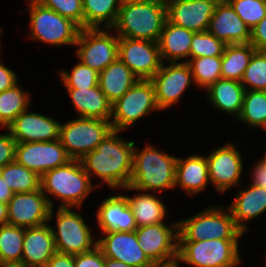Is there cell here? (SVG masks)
I'll return each mask as SVG.
<instances>
[{
    "instance_id": "11a10c76",
    "label": "cell",
    "mask_w": 266,
    "mask_h": 267,
    "mask_svg": "<svg viewBox=\"0 0 266 267\" xmlns=\"http://www.w3.org/2000/svg\"><path fill=\"white\" fill-rule=\"evenodd\" d=\"M135 1H142V0H120L121 3L135 2Z\"/></svg>"
},
{
    "instance_id": "9a60e30c",
    "label": "cell",
    "mask_w": 266,
    "mask_h": 267,
    "mask_svg": "<svg viewBox=\"0 0 266 267\" xmlns=\"http://www.w3.org/2000/svg\"><path fill=\"white\" fill-rule=\"evenodd\" d=\"M118 58L139 78L150 80L162 65L158 42L119 37Z\"/></svg>"
},
{
    "instance_id": "44dd1931",
    "label": "cell",
    "mask_w": 266,
    "mask_h": 267,
    "mask_svg": "<svg viewBox=\"0 0 266 267\" xmlns=\"http://www.w3.org/2000/svg\"><path fill=\"white\" fill-rule=\"evenodd\" d=\"M208 31L227 44L250 43L251 29L226 0L216 4Z\"/></svg>"
},
{
    "instance_id": "f1b7e54d",
    "label": "cell",
    "mask_w": 266,
    "mask_h": 267,
    "mask_svg": "<svg viewBox=\"0 0 266 267\" xmlns=\"http://www.w3.org/2000/svg\"><path fill=\"white\" fill-rule=\"evenodd\" d=\"M139 78L119 58L99 72L100 90L113 104L121 98Z\"/></svg>"
},
{
    "instance_id": "8992f818",
    "label": "cell",
    "mask_w": 266,
    "mask_h": 267,
    "mask_svg": "<svg viewBox=\"0 0 266 267\" xmlns=\"http://www.w3.org/2000/svg\"><path fill=\"white\" fill-rule=\"evenodd\" d=\"M29 38L51 46H74L81 28L36 0L28 2Z\"/></svg>"
},
{
    "instance_id": "1f68e13d",
    "label": "cell",
    "mask_w": 266,
    "mask_h": 267,
    "mask_svg": "<svg viewBox=\"0 0 266 267\" xmlns=\"http://www.w3.org/2000/svg\"><path fill=\"white\" fill-rule=\"evenodd\" d=\"M84 28L111 29L118 17L120 0H82Z\"/></svg>"
},
{
    "instance_id": "74e56055",
    "label": "cell",
    "mask_w": 266,
    "mask_h": 267,
    "mask_svg": "<svg viewBox=\"0 0 266 267\" xmlns=\"http://www.w3.org/2000/svg\"><path fill=\"white\" fill-rule=\"evenodd\" d=\"M58 74L66 89H84L98 86L99 73L79 61L71 72L65 69L59 70Z\"/></svg>"
},
{
    "instance_id": "4dcf8cb0",
    "label": "cell",
    "mask_w": 266,
    "mask_h": 267,
    "mask_svg": "<svg viewBox=\"0 0 266 267\" xmlns=\"http://www.w3.org/2000/svg\"><path fill=\"white\" fill-rule=\"evenodd\" d=\"M255 51L251 43L227 44L221 56V78L241 82Z\"/></svg>"
},
{
    "instance_id": "8fae6325",
    "label": "cell",
    "mask_w": 266,
    "mask_h": 267,
    "mask_svg": "<svg viewBox=\"0 0 266 267\" xmlns=\"http://www.w3.org/2000/svg\"><path fill=\"white\" fill-rule=\"evenodd\" d=\"M110 31L109 28L81 29L74 45L77 59L98 73L118 59L119 37Z\"/></svg>"
},
{
    "instance_id": "52a82bcc",
    "label": "cell",
    "mask_w": 266,
    "mask_h": 267,
    "mask_svg": "<svg viewBox=\"0 0 266 267\" xmlns=\"http://www.w3.org/2000/svg\"><path fill=\"white\" fill-rule=\"evenodd\" d=\"M238 244L239 240L178 241L177 257L194 267H236L242 262Z\"/></svg>"
},
{
    "instance_id": "277c9868",
    "label": "cell",
    "mask_w": 266,
    "mask_h": 267,
    "mask_svg": "<svg viewBox=\"0 0 266 267\" xmlns=\"http://www.w3.org/2000/svg\"><path fill=\"white\" fill-rule=\"evenodd\" d=\"M166 19L165 0L126 2L111 29L118 37L158 42Z\"/></svg>"
},
{
    "instance_id": "b9f144b4",
    "label": "cell",
    "mask_w": 266,
    "mask_h": 267,
    "mask_svg": "<svg viewBox=\"0 0 266 267\" xmlns=\"http://www.w3.org/2000/svg\"><path fill=\"white\" fill-rule=\"evenodd\" d=\"M41 5L56 11L84 29V12L82 0H36Z\"/></svg>"
},
{
    "instance_id": "83f0119b",
    "label": "cell",
    "mask_w": 266,
    "mask_h": 267,
    "mask_svg": "<svg viewBox=\"0 0 266 267\" xmlns=\"http://www.w3.org/2000/svg\"><path fill=\"white\" fill-rule=\"evenodd\" d=\"M245 88L239 81L220 78L207 89V100L218 111L239 116L244 97Z\"/></svg>"
},
{
    "instance_id": "f546056e",
    "label": "cell",
    "mask_w": 266,
    "mask_h": 267,
    "mask_svg": "<svg viewBox=\"0 0 266 267\" xmlns=\"http://www.w3.org/2000/svg\"><path fill=\"white\" fill-rule=\"evenodd\" d=\"M138 194L127 196L137 227L164 223L167 210L164 202L156 194L135 190Z\"/></svg>"
},
{
    "instance_id": "f907efd6",
    "label": "cell",
    "mask_w": 266,
    "mask_h": 267,
    "mask_svg": "<svg viewBox=\"0 0 266 267\" xmlns=\"http://www.w3.org/2000/svg\"><path fill=\"white\" fill-rule=\"evenodd\" d=\"M180 260L178 257L167 261L152 262L149 267H179Z\"/></svg>"
},
{
    "instance_id": "3957f363",
    "label": "cell",
    "mask_w": 266,
    "mask_h": 267,
    "mask_svg": "<svg viewBox=\"0 0 266 267\" xmlns=\"http://www.w3.org/2000/svg\"><path fill=\"white\" fill-rule=\"evenodd\" d=\"M96 186L90 176L84 171L80 160L72 159L65 165L48 170L41 176L40 188L46 195L51 208H54L52 197L60 200L58 207H72L78 211L86 197L95 190ZM49 194V195H48ZM50 196V198H49Z\"/></svg>"
},
{
    "instance_id": "2e32d148",
    "label": "cell",
    "mask_w": 266,
    "mask_h": 267,
    "mask_svg": "<svg viewBox=\"0 0 266 267\" xmlns=\"http://www.w3.org/2000/svg\"><path fill=\"white\" fill-rule=\"evenodd\" d=\"M51 206L41 188L33 192L14 193L8 202V224L22 228L49 222Z\"/></svg>"
},
{
    "instance_id": "e0dca14e",
    "label": "cell",
    "mask_w": 266,
    "mask_h": 267,
    "mask_svg": "<svg viewBox=\"0 0 266 267\" xmlns=\"http://www.w3.org/2000/svg\"><path fill=\"white\" fill-rule=\"evenodd\" d=\"M137 227V240L151 262L167 261L177 257L178 222Z\"/></svg>"
},
{
    "instance_id": "d6986e66",
    "label": "cell",
    "mask_w": 266,
    "mask_h": 267,
    "mask_svg": "<svg viewBox=\"0 0 266 267\" xmlns=\"http://www.w3.org/2000/svg\"><path fill=\"white\" fill-rule=\"evenodd\" d=\"M61 122L49 116L29 112H21L10 123L8 130L17 143L55 141L59 139Z\"/></svg>"
},
{
    "instance_id": "7c38bea8",
    "label": "cell",
    "mask_w": 266,
    "mask_h": 267,
    "mask_svg": "<svg viewBox=\"0 0 266 267\" xmlns=\"http://www.w3.org/2000/svg\"><path fill=\"white\" fill-rule=\"evenodd\" d=\"M155 88L157 105L160 110H167L179 102L184 91L195 84L189 65L186 62H169L162 65L150 79Z\"/></svg>"
},
{
    "instance_id": "db71d44e",
    "label": "cell",
    "mask_w": 266,
    "mask_h": 267,
    "mask_svg": "<svg viewBox=\"0 0 266 267\" xmlns=\"http://www.w3.org/2000/svg\"><path fill=\"white\" fill-rule=\"evenodd\" d=\"M0 267H25L22 263H0Z\"/></svg>"
},
{
    "instance_id": "ab89813d",
    "label": "cell",
    "mask_w": 266,
    "mask_h": 267,
    "mask_svg": "<svg viewBox=\"0 0 266 267\" xmlns=\"http://www.w3.org/2000/svg\"><path fill=\"white\" fill-rule=\"evenodd\" d=\"M226 44L208 30L193 33L190 58L222 56Z\"/></svg>"
},
{
    "instance_id": "ffe728a7",
    "label": "cell",
    "mask_w": 266,
    "mask_h": 267,
    "mask_svg": "<svg viewBox=\"0 0 266 267\" xmlns=\"http://www.w3.org/2000/svg\"><path fill=\"white\" fill-rule=\"evenodd\" d=\"M167 20L192 32L207 31L218 2L165 0Z\"/></svg>"
},
{
    "instance_id": "f5cc1de1",
    "label": "cell",
    "mask_w": 266,
    "mask_h": 267,
    "mask_svg": "<svg viewBox=\"0 0 266 267\" xmlns=\"http://www.w3.org/2000/svg\"><path fill=\"white\" fill-rule=\"evenodd\" d=\"M104 267H131L121 261L105 257Z\"/></svg>"
},
{
    "instance_id": "603a6c76",
    "label": "cell",
    "mask_w": 266,
    "mask_h": 267,
    "mask_svg": "<svg viewBox=\"0 0 266 267\" xmlns=\"http://www.w3.org/2000/svg\"><path fill=\"white\" fill-rule=\"evenodd\" d=\"M100 232L135 231L137 225L126 195H111L102 200L96 211Z\"/></svg>"
},
{
    "instance_id": "680465c9",
    "label": "cell",
    "mask_w": 266,
    "mask_h": 267,
    "mask_svg": "<svg viewBox=\"0 0 266 267\" xmlns=\"http://www.w3.org/2000/svg\"><path fill=\"white\" fill-rule=\"evenodd\" d=\"M1 31H2V29L0 28V36H1ZM0 50H1V37H0ZM1 53V52H0Z\"/></svg>"
},
{
    "instance_id": "681fc988",
    "label": "cell",
    "mask_w": 266,
    "mask_h": 267,
    "mask_svg": "<svg viewBox=\"0 0 266 267\" xmlns=\"http://www.w3.org/2000/svg\"><path fill=\"white\" fill-rule=\"evenodd\" d=\"M14 192L7 186L4 179L0 176V202L8 204Z\"/></svg>"
},
{
    "instance_id": "ba28073f",
    "label": "cell",
    "mask_w": 266,
    "mask_h": 267,
    "mask_svg": "<svg viewBox=\"0 0 266 267\" xmlns=\"http://www.w3.org/2000/svg\"><path fill=\"white\" fill-rule=\"evenodd\" d=\"M57 208L56 212L54 208H51L49 215V221L56 218V227L53 225L50 227L57 252L78 255L97 246V240L93 239L92 231L81 214L72 207Z\"/></svg>"
},
{
    "instance_id": "30bf717a",
    "label": "cell",
    "mask_w": 266,
    "mask_h": 267,
    "mask_svg": "<svg viewBox=\"0 0 266 267\" xmlns=\"http://www.w3.org/2000/svg\"><path fill=\"white\" fill-rule=\"evenodd\" d=\"M112 130L110 120L78 116L61 123L59 140L72 159L80 160L96 149Z\"/></svg>"
},
{
    "instance_id": "d4e9b609",
    "label": "cell",
    "mask_w": 266,
    "mask_h": 267,
    "mask_svg": "<svg viewBox=\"0 0 266 267\" xmlns=\"http://www.w3.org/2000/svg\"><path fill=\"white\" fill-rule=\"evenodd\" d=\"M208 184L210 185L206 156L192 154L185 159L177 157L175 188L194 196L205 190Z\"/></svg>"
},
{
    "instance_id": "ee69618b",
    "label": "cell",
    "mask_w": 266,
    "mask_h": 267,
    "mask_svg": "<svg viewBox=\"0 0 266 267\" xmlns=\"http://www.w3.org/2000/svg\"><path fill=\"white\" fill-rule=\"evenodd\" d=\"M7 132L0 134V169L6 164L15 161L17 142L14 140L8 130Z\"/></svg>"
},
{
    "instance_id": "e575fe53",
    "label": "cell",
    "mask_w": 266,
    "mask_h": 267,
    "mask_svg": "<svg viewBox=\"0 0 266 267\" xmlns=\"http://www.w3.org/2000/svg\"><path fill=\"white\" fill-rule=\"evenodd\" d=\"M0 176L14 193L33 192L40 189L41 177L16 161L2 167Z\"/></svg>"
},
{
    "instance_id": "7402d4cb",
    "label": "cell",
    "mask_w": 266,
    "mask_h": 267,
    "mask_svg": "<svg viewBox=\"0 0 266 267\" xmlns=\"http://www.w3.org/2000/svg\"><path fill=\"white\" fill-rule=\"evenodd\" d=\"M55 240L49 222L25 228L21 263L25 267H45L56 253Z\"/></svg>"
},
{
    "instance_id": "d6a6232c",
    "label": "cell",
    "mask_w": 266,
    "mask_h": 267,
    "mask_svg": "<svg viewBox=\"0 0 266 267\" xmlns=\"http://www.w3.org/2000/svg\"><path fill=\"white\" fill-rule=\"evenodd\" d=\"M237 118L251 129L266 131V91L245 90L242 109Z\"/></svg>"
},
{
    "instance_id": "cb8c5ba5",
    "label": "cell",
    "mask_w": 266,
    "mask_h": 267,
    "mask_svg": "<svg viewBox=\"0 0 266 267\" xmlns=\"http://www.w3.org/2000/svg\"><path fill=\"white\" fill-rule=\"evenodd\" d=\"M249 186V187H248ZM240 189L228 205L237 226L245 233L249 221L260 217L266 212V189L248 184ZM248 222V223H247Z\"/></svg>"
},
{
    "instance_id": "7dc6e473",
    "label": "cell",
    "mask_w": 266,
    "mask_h": 267,
    "mask_svg": "<svg viewBox=\"0 0 266 267\" xmlns=\"http://www.w3.org/2000/svg\"><path fill=\"white\" fill-rule=\"evenodd\" d=\"M252 170L250 174L252 183L250 184L266 189V164L259 159Z\"/></svg>"
},
{
    "instance_id": "9c48e42d",
    "label": "cell",
    "mask_w": 266,
    "mask_h": 267,
    "mask_svg": "<svg viewBox=\"0 0 266 267\" xmlns=\"http://www.w3.org/2000/svg\"><path fill=\"white\" fill-rule=\"evenodd\" d=\"M153 111H161L157 105L153 82L139 79L112 104L110 118L112 129L122 133Z\"/></svg>"
},
{
    "instance_id": "816d5d0a",
    "label": "cell",
    "mask_w": 266,
    "mask_h": 267,
    "mask_svg": "<svg viewBox=\"0 0 266 267\" xmlns=\"http://www.w3.org/2000/svg\"><path fill=\"white\" fill-rule=\"evenodd\" d=\"M8 224V204L0 202V226Z\"/></svg>"
},
{
    "instance_id": "d590c367",
    "label": "cell",
    "mask_w": 266,
    "mask_h": 267,
    "mask_svg": "<svg viewBox=\"0 0 266 267\" xmlns=\"http://www.w3.org/2000/svg\"><path fill=\"white\" fill-rule=\"evenodd\" d=\"M25 228L0 226V263H21Z\"/></svg>"
},
{
    "instance_id": "ac0fdd59",
    "label": "cell",
    "mask_w": 266,
    "mask_h": 267,
    "mask_svg": "<svg viewBox=\"0 0 266 267\" xmlns=\"http://www.w3.org/2000/svg\"><path fill=\"white\" fill-rule=\"evenodd\" d=\"M97 246L104 257L121 261L131 267H149L152 262L139 246L135 231L100 232Z\"/></svg>"
},
{
    "instance_id": "9f6ffc18",
    "label": "cell",
    "mask_w": 266,
    "mask_h": 267,
    "mask_svg": "<svg viewBox=\"0 0 266 267\" xmlns=\"http://www.w3.org/2000/svg\"><path fill=\"white\" fill-rule=\"evenodd\" d=\"M191 1H208V2H219L221 0H191Z\"/></svg>"
},
{
    "instance_id": "60d3db41",
    "label": "cell",
    "mask_w": 266,
    "mask_h": 267,
    "mask_svg": "<svg viewBox=\"0 0 266 267\" xmlns=\"http://www.w3.org/2000/svg\"><path fill=\"white\" fill-rule=\"evenodd\" d=\"M242 21L252 29L266 15V2L262 0H226Z\"/></svg>"
},
{
    "instance_id": "7bdbcfd3",
    "label": "cell",
    "mask_w": 266,
    "mask_h": 267,
    "mask_svg": "<svg viewBox=\"0 0 266 267\" xmlns=\"http://www.w3.org/2000/svg\"><path fill=\"white\" fill-rule=\"evenodd\" d=\"M105 257L98 246L92 250L74 255V267H104Z\"/></svg>"
},
{
    "instance_id": "836d02e7",
    "label": "cell",
    "mask_w": 266,
    "mask_h": 267,
    "mask_svg": "<svg viewBox=\"0 0 266 267\" xmlns=\"http://www.w3.org/2000/svg\"><path fill=\"white\" fill-rule=\"evenodd\" d=\"M31 96L19 84L0 93V127L5 129L17 116L30 109Z\"/></svg>"
},
{
    "instance_id": "c3c4849f",
    "label": "cell",
    "mask_w": 266,
    "mask_h": 267,
    "mask_svg": "<svg viewBox=\"0 0 266 267\" xmlns=\"http://www.w3.org/2000/svg\"><path fill=\"white\" fill-rule=\"evenodd\" d=\"M45 267H74V255L56 252Z\"/></svg>"
},
{
    "instance_id": "6da1fadb",
    "label": "cell",
    "mask_w": 266,
    "mask_h": 267,
    "mask_svg": "<svg viewBox=\"0 0 266 267\" xmlns=\"http://www.w3.org/2000/svg\"><path fill=\"white\" fill-rule=\"evenodd\" d=\"M112 130L93 151L85 154L80 162L90 176H97L109 189H123L131 180L134 141H126Z\"/></svg>"
},
{
    "instance_id": "5b68a950",
    "label": "cell",
    "mask_w": 266,
    "mask_h": 267,
    "mask_svg": "<svg viewBox=\"0 0 266 267\" xmlns=\"http://www.w3.org/2000/svg\"><path fill=\"white\" fill-rule=\"evenodd\" d=\"M211 206L178 220V241L239 240L245 234L235 223L228 207Z\"/></svg>"
},
{
    "instance_id": "4316f807",
    "label": "cell",
    "mask_w": 266,
    "mask_h": 267,
    "mask_svg": "<svg viewBox=\"0 0 266 267\" xmlns=\"http://www.w3.org/2000/svg\"><path fill=\"white\" fill-rule=\"evenodd\" d=\"M66 90L79 117L110 120L112 103L100 90L99 85L92 88Z\"/></svg>"
},
{
    "instance_id": "bcb514c9",
    "label": "cell",
    "mask_w": 266,
    "mask_h": 267,
    "mask_svg": "<svg viewBox=\"0 0 266 267\" xmlns=\"http://www.w3.org/2000/svg\"><path fill=\"white\" fill-rule=\"evenodd\" d=\"M17 74L6 67L0 59V93L18 84Z\"/></svg>"
},
{
    "instance_id": "f35d334b",
    "label": "cell",
    "mask_w": 266,
    "mask_h": 267,
    "mask_svg": "<svg viewBox=\"0 0 266 267\" xmlns=\"http://www.w3.org/2000/svg\"><path fill=\"white\" fill-rule=\"evenodd\" d=\"M245 90L266 91V51L256 50L241 80Z\"/></svg>"
},
{
    "instance_id": "5bb4252c",
    "label": "cell",
    "mask_w": 266,
    "mask_h": 267,
    "mask_svg": "<svg viewBox=\"0 0 266 267\" xmlns=\"http://www.w3.org/2000/svg\"><path fill=\"white\" fill-rule=\"evenodd\" d=\"M71 160L59 139L16 144L15 161L40 177L48 170L65 165Z\"/></svg>"
},
{
    "instance_id": "6f0895ef",
    "label": "cell",
    "mask_w": 266,
    "mask_h": 267,
    "mask_svg": "<svg viewBox=\"0 0 266 267\" xmlns=\"http://www.w3.org/2000/svg\"><path fill=\"white\" fill-rule=\"evenodd\" d=\"M260 161L263 162L264 164H266V150H265L264 157Z\"/></svg>"
},
{
    "instance_id": "f6af8a7d",
    "label": "cell",
    "mask_w": 266,
    "mask_h": 267,
    "mask_svg": "<svg viewBox=\"0 0 266 267\" xmlns=\"http://www.w3.org/2000/svg\"><path fill=\"white\" fill-rule=\"evenodd\" d=\"M250 43L256 50L266 51V15L262 21L251 29Z\"/></svg>"
},
{
    "instance_id": "484cf974",
    "label": "cell",
    "mask_w": 266,
    "mask_h": 267,
    "mask_svg": "<svg viewBox=\"0 0 266 267\" xmlns=\"http://www.w3.org/2000/svg\"><path fill=\"white\" fill-rule=\"evenodd\" d=\"M192 31L184 27L177 26L167 19L164 23L160 38L158 40L159 51L162 62H178L180 59H190L191 41L193 38Z\"/></svg>"
},
{
    "instance_id": "7a4b0ae2",
    "label": "cell",
    "mask_w": 266,
    "mask_h": 267,
    "mask_svg": "<svg viewBox=\"0 0 266 267\" xmlns=\"http://www.w3.org/2000/svg\"><path fill=\"white\" fill-rule=\"evenodd\" d=\"M177 157L145 144L140 151L134 145L133 167L128 186L121 190H140L144 192H161L175 189Z\"/></svg>"
},
{
    "instance_id": "8d00e7d4",
    "label": "cell",
    "mask_w": 266,
    "mask_h": 267,
    "mask_svg": "<svg viewBox=\"0 0 266 267\" xmlns=\"http://www.w3.org/2000/svg\"><path fill=\"white\" fill-rule=\"evenodd\" d=\"M186 63L195 85L204 90L221 78V56L190 58Z\"/></svg>"
},
{
    "instance_id": "4fadbf2b",
    "label": "cell",
    "mask_w": 266,
    "mask_h": 267,
    "mask_svg": "<svg viewBox=\"0 0 266 267\" xmlns=\"http://www.w3.org/2000/svg\"><path fill=\"white\" fill-rule=\"evenodd\" d=\"M242 154L233 143L216 148L206 156L210 184L219 193L226 192L233 186H240L244 170Z\"/></svg>"
}]
</instances>
